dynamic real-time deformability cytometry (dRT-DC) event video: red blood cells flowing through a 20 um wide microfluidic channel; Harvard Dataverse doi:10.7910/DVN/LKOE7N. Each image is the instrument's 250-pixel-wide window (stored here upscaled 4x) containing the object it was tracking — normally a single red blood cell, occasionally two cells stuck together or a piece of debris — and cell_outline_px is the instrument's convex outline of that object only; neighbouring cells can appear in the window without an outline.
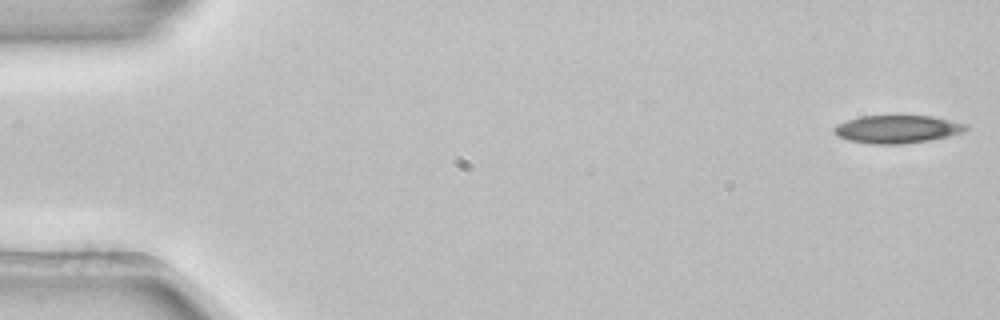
{"species": "common noctule bat (a hibernating species)", "species_latin": "Nyctalus noctula", "temperature_condition": "room temperature", "stored_images_in_passage": 4, "camera_frame_rate_fps": 3000, "um_per_image_px": 0.085, "animal": {"sex": "female", "body_mass_g": 22.7, "forearm_length_mm": 54.2}, "frame": {"image": 1, "passage_image": 1, "time_ms": 0.0, "image_size_px": [1000, 320], "cell_outline_px": [[968, 128], [960, 132], [948, 136], [928, 140], [904, 144], [868, 144], [848, 140], [836, 136], [832, 128], [836, 124], [860, 116], [932, 116], [968, 124]], "centroid_in_image_um": [76.21, 10.98], "position_along_channel_um": 8.8, "area_um2": 21.44}}
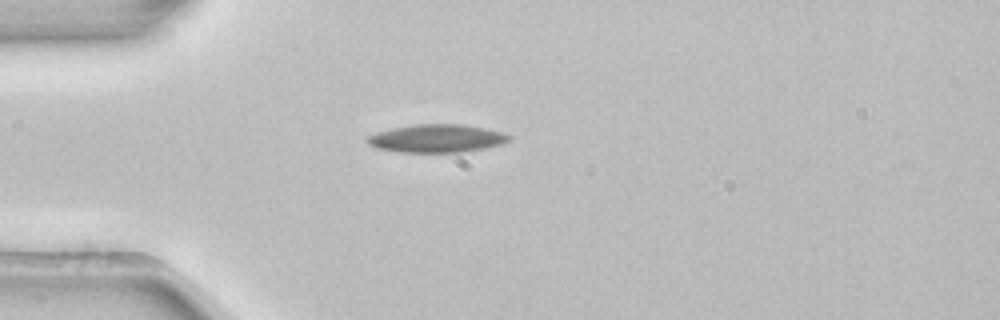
{"frame": {"image": 2, "passage_image": 4, "time_ms": 1.0, "image_size_px": [1000, 320], "cell_outline_px": [[512, 136], [508, 140], [500, 144], [484, 148], [460, 152], [396, 152], [376, 148], [368, 144], [364, 140], [368, 136], [376, 132], [392, 128], [416, 124], [464, 124], [504, 132]], "centroid_in_image_um": [37.08, 11.76], "position_along_channel_um": 47.9, "area_um2": 23.24}}